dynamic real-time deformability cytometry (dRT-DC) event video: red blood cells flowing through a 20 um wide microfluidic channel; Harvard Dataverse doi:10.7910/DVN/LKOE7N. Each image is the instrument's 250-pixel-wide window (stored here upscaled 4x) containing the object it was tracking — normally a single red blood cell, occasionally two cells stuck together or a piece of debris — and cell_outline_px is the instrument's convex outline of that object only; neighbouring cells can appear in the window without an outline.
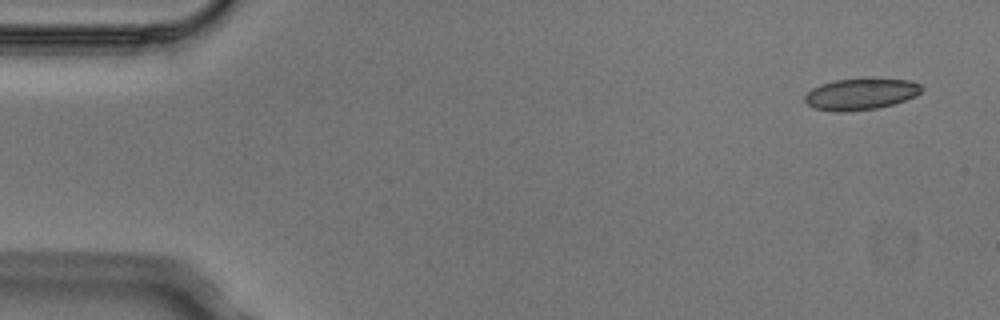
{"species": "Egyptian fruit bat (a non-hibernating species)", "species_latin": "Rousettus aegyptiacus", "temperature_condition": "cold", "stored_images_in_passage": 6, "camera_frame_rate_fps": 3000, "um_per_image_px": 0.085, "animal": {"sex": "male"}, "frame": {"image": 1, "passage_image": 1, "time_ms": 0.0, "image_size_px": [1000, 320], "cell_outline_px": [[924, 88], [916, 96], [892, 104], [876, 108], [844, 112], [836, 112], [812, 108], [804, 100], [804, 96], [812, 88], [820, 84], [836, 80], [864, 76], [876, 76], [908, 80], [920, 84]], "centroid_in_image_um": [73.17, 7.95], "position_along_channel_um": 11.8, "area_um2": 22.14}}
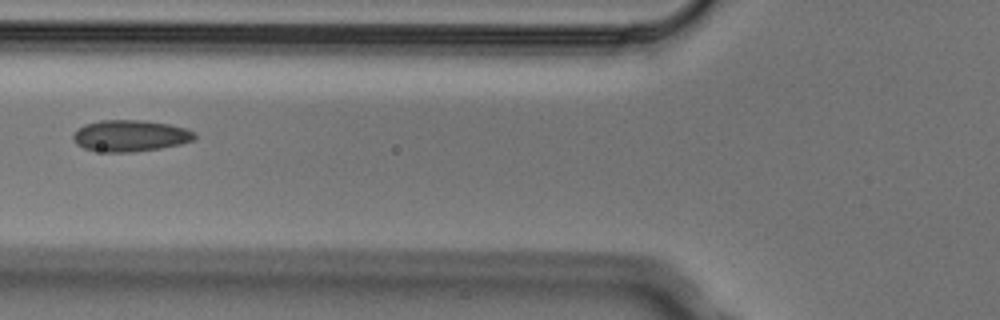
{"frame": {"image": 2, "passage_image": 5, "time_ms": 1.333, "image_size_px": [1000, 320], "cell_outline_px": [[196, 136], [192, 140], [180, 144], [160, 148], [132, 152], [104, 152], [84, 148], [76, 144], [72, 140], [72, 136], [84, 124], [100, 120], [140, 120], [168, 124], [184, 128], [196, 132]], "centroid_in_image_um": [11.05, 11.54], "position_along_channel_um": 114.8, "area_um2": 22.14}}
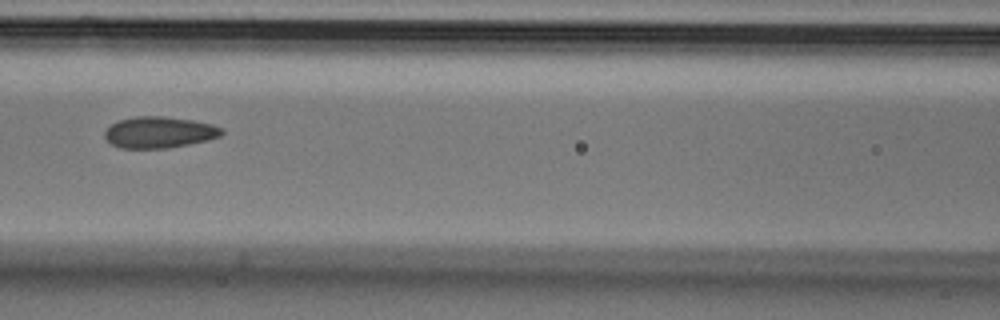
{"frame": {"image": 3, "passage_image": 6, "time_ms": 1.667, "image_size_px": [1000, 320], "cell_outline_px": [[224, 132], [220, 136], [208, 140], [168, 148], [120, 148], [112, 144], [104, 136], [104, 132], [116, 120], [136, 116], [164, 116], [192, 120], [212, 124], [224, 128]], "centroid_in_image_um": [13.55, 11.24], "position_along_channel_um": 153.1, "area_um2": 21.44}}